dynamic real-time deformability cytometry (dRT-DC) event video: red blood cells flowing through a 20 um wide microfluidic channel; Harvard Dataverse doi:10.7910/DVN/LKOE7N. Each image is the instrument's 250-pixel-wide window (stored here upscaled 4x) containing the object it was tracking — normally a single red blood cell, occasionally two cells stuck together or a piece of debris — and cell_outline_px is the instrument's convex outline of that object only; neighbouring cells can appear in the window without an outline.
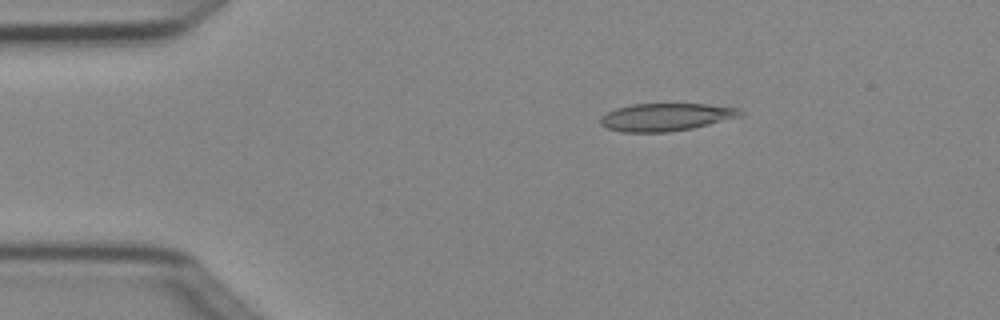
{"species": "Egyptian fruit bat (a non-hibernating species)", "species_latin": "Rousettus aegyptiacus", "temperature_condition": "cold", "stored_images_in_passage": 5, "camera_frame_rate_fps": 3000, "um_per_image_px": 0.085, "animal": {"sex": "female"}, "frame": {"image": 1, "passage_image": 2, "time_ms": 0.333, "image_size_px": [1000, 320], "cell_outline_px": [[744, 116], [692, 128], [668, 132], [620, 132], [608, 128], [600, 124], [600, 116], [616, 108], [632, 104], [704, 104], [740, 108], [744, 112]], "centroid_in_image_um": [56.63, 9.95], "position_along_channel_um": 28.4, "area_um2": 22.66}}
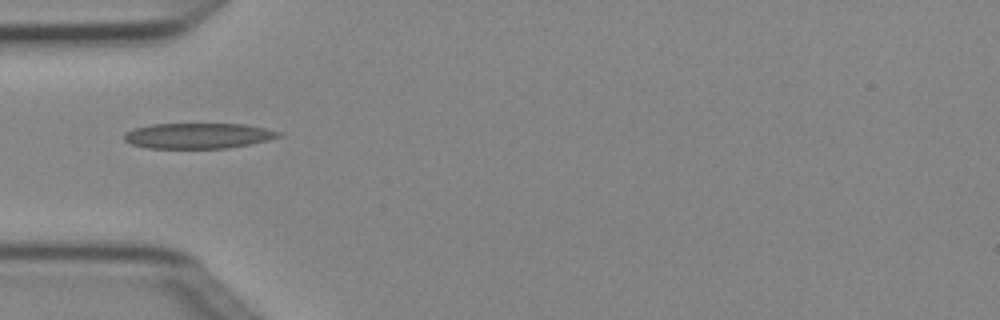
{"frame": {"image": 2, "passage_image": 4, "time_ms": 1.0, "image_size_px": [1000, 320], "cell_outline_px": [[280, 136], [252, 144], [228, 148], [148, 148], [132, 144], [124, 140], [124, 132], [132, 128], [152, 124], [244, 124], [264, 128], [280, 132]], "centroid_in_image_um": [16.79, 11.54], "position_along_channel_um": 68.2, "area_um2": 22.89}}
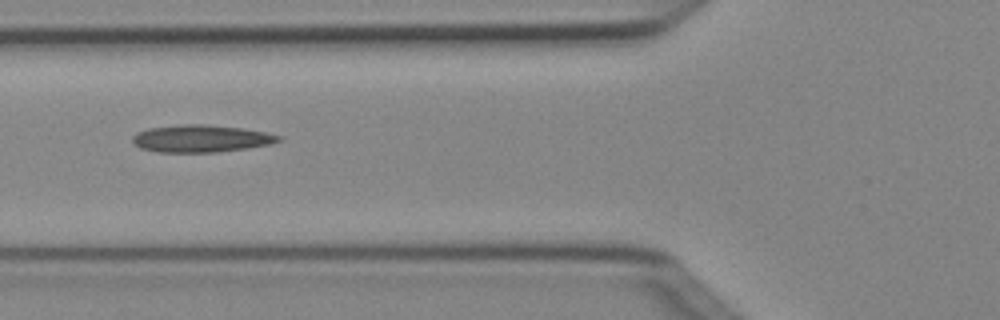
{"frame": {"image": 3, "passage_image": 5, "time_ms": 1.333, "image_size_px": [1000, 320], "cell_outline_px": [[284, 136], [280, 140], [272, 144], [248, 148], [216, 152], [156, 152], [140, 148], [132, 140], [132, 136], [136, 132], [148, 128], [184, 124], [200, 124], [240, 128], [264, 132]], "centroid_in_image_um": [17.08, 11.78], "position_along_channel_um": 108.7, "area_um2": 23.18}}